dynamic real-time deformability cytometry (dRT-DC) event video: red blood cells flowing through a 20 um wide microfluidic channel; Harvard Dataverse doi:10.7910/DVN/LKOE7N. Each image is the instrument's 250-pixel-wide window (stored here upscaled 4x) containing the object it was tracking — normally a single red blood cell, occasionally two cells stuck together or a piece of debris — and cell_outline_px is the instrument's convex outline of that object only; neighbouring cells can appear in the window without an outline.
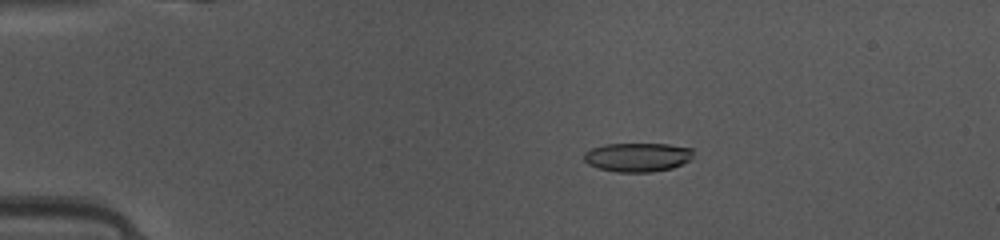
{"species": "common noctule bat (a hibernating species)", "species_latin": "Nyctalus noctula", "temperature_condition": "warm", "stored_images_in_passage": 49, "camera_frame_rate_fps": 3000, "um_per_image_px": 0.085, "animal": {"sex": "female", "body_mass_g": 10.0, "forearm_length_mm": 53.1}, "frame": {"image": 1, "passage_image": 10, "time_ms": 3.0, "image_size_px": [1000, 240], "cell_outline_px": [[692, 160], [672, 168], [652, 172], [616, 172], [600, 168], [588, 164], [584, 160], [584, 152], [592, 148], [604, 144], [668, 144], [692, 148]], "centroid_in_image_um": [54.2, 13.36], "position_along_channel_um": 30.8, "area_um2": 18.5}}
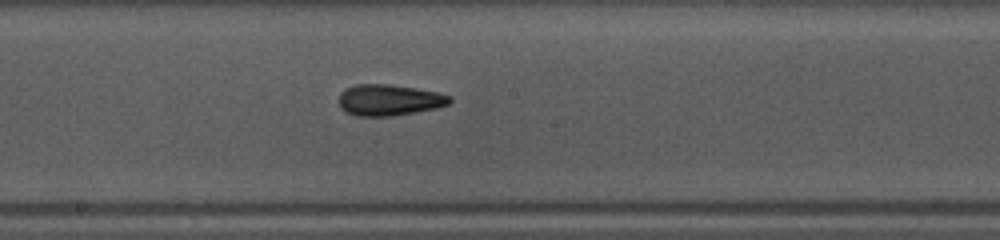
{"frame": {"image": 2, "passage_image": 27, "time_ms": 8.667, "image_size_px": [1000, 240], "cell_outline_px": [[452, 100], [448, 104], [436, 108], [392, 116], [356, 116], [344, 112], [340, 108], [340, 92], [344, 88], [356, 84], [388, 84], [416, 88], [440, 92], [452, 96]], "centroid_in_image_um": [33.07, 8.49], "position_along_channel_um": 215.1, "area_um2": 20.35}}
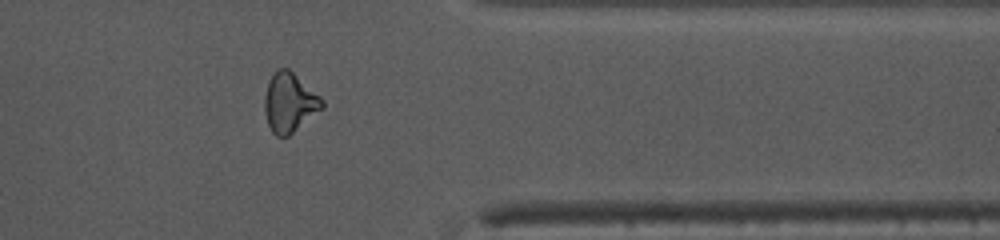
{"frame": {"image": 3, "passage_image": 40, "time_ms": 13.0, "image_size_px": [1000, 240], "cell_outline_px": [[324, 108], [288, 136], [276, 136], [272, 132], [268, 124], [264, 108], [264, 96], [268, 80], [276, 68], [288, 68], [320, 96], [324, 100]], "centroid_in_image_um": [24.6, 8.7], "position_along_channel_um": 386.8, "area_um2": 19.94}, "authors_computed_cell_mechanics": {"area_um2": 19.4786, "velocity_mm_per_s": 4.1605, "shape_relaxation_time_tau1_ms": 9.9006, "shape_relaxation_time_tau2_ms": 2.0296, "deformation_change_tau1": 0.2328, "deformation_change_tau2": 0.0999}}